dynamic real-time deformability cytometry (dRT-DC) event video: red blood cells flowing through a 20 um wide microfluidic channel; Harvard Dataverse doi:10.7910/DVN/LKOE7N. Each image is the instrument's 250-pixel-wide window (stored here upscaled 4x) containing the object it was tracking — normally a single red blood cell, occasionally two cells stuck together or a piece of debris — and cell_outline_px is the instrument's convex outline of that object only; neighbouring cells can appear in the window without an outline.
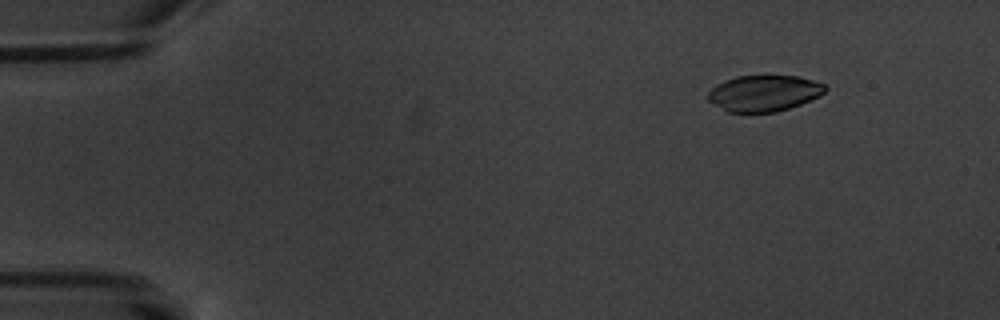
{"species": "common noctule bat (a hibernating species)", "species_latin": "Nyctalus noctula", "temperature_condition": "warm", "stored_images_in_passage": 5, "camera_frame_rate_fps": 3000, "um_per_image_px": 0.085, "animal": {"sex": "male", "body_mass_g": 20.1, "forearm_length_mm": 53.5}, "frame": {"image": 1, "passage_image": 2, "time_ms": 1.333, "image_size_px": [1000, 320], "cell_outline_px": [[828, 88], [820, 96], [800, 104], [776, 112], [728, 112], [708, 100], [708, 92], [716, 84], [724, 80], [736, 76], [800, 76], [816, 80], [824, 84]], "centroid_in_image_um": [64.96, 7.91], "position_along_channel_um": 20.0, "area_um2": 24.68}}
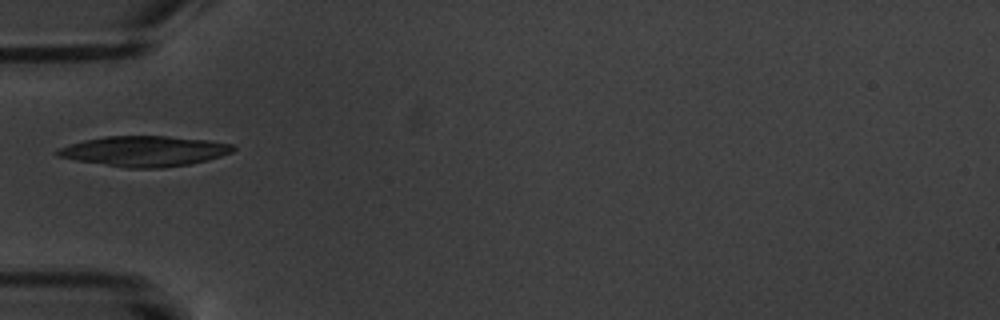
{"frame": {"image": 2, "passage_image": 5, "time_ms": 5.667, "image_size_px": [1000, 320], "cell_outline_px": [[236, 148], [232, 152], [208, 160], [188, 164], [164, 168], [128, 168], [76, 160], [56, 156], [52, 152], [56, 148], [84, 140], [104, 136], [168, 136], [208, 140], [236, 144]], "centroid_in_image_um": [12.26, 12.84], "position_along_channel_um": 72.7, "area_um2": 31.27}}